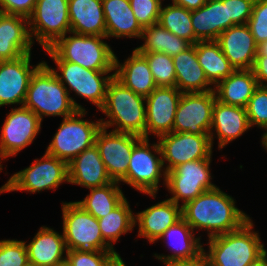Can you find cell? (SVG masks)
Here are the masks:
<instances>
[{
    "label": "cell",
    "instance_id": "cell-1",
    "mask_svg": "<svg viewBox=\"0 0 267 266\" xmlns=\"http://www.w3.org/2000/svg\"><path fill=\"white\" fill-rule=\"evenodd\" d=\"M182 218L193 230H207L209 238L237 230L250 219L235 206L234 199L218 187L182 206Z\"/></svg>",
    "mask_w": 267,
    "mask_h": 266
},
{
    "label": "cell",
    "instance_id": "cell-2",
    "mask_svg": "<svg viewBox=\"0 0 267 266\" xmlns=\"http://www.w3.org/2000/svg\"><path fill=\"white\" fill-rule=\"evenodd\" d=\"M69 95L68 88L60 82L55 71L43 62L31 77L23 106L33 111L41 122L43 116L66 118L85 110Z\"/></svg>",
    "mask_w": 267,
    "mask_h": 266
},
{
    "label": "cell",
    "instance_id": "cell-3",
    "mask_svg": "<svg viewBox=\"0 0 267 266\" xmlns=\"http://www.w3.org/2000/svg\"><path fill=\"white\" fill-rule=\"evenodd\" d=\"M144 101V102H143ZM145 97L125 87L115 77L108 83L105 102L100 110L110 120H101L106 129L117 125L113 131L132 133L145 138L146 107Z\"/></svg>",
    "mask_w": 267,
    "mask_h": 266
},
{
    "label": "cell",
    "instance_id": "cell-4",
    "mask_svg": "<svg viewBox=\"0 0 267 266\" xmlns=\"http://www.w3.org/2000/svg\"><path fill=\"white\" fill-rule=\"evenodd\" d=\"M72 34L45 49L54 61H68L94 71H114L116 55L101 40L106 36Z\"/></svg>",
    "mask_w": 267,
    "mask_h": 266
},
{
    "label": "cell",
    "instance_id": "cell-5",
    "mask_svg": "<svg viewBox=\"0 0 267 266\" xmlns=\"http://www.w3.org/2000/svg\"><path fill=\"white\" fill-rule=\"evenodd\" d=\"M252 228L249 219L237 230L209 238L206 255L211 266H247L262 255L266 250Z\"/></svg>",
    "mask_w": 267,
    "mask_h": 266
},
{
    "label": "cell",
    "instance_id": "cell-6",
    "mask_svg": "<svg viewBox=\"0 0 267 266\" xmlns=\"http://www.w3.org/2000/svg\"><path fill=\"white\" fill-rule=\"evenodd\" d=\"M85 114L86 111L81 110L70 117L63 118L52 142L47 147L48 154L68 164L81 152L95 144L97 132L102 127L101 120L89 122L78 119Z\"/></svg>",
    "mask_w": 267,
    "mask_h": 266
},
{
    "label": "cell",
    "instance_id": "cell-7",
    "mask_svg": "<svg viewBox=\"0 0 267 266\" xmlns=\"http://www.w3.org/2000/svg\"><path fill=\"white\" fill-rule=\"evenodd\" d=\"M68 183V164L45 152L40 160L15 173L0 188V194L10 191H29L32 193L58 188L62 182Z\"/></svg>",
    "mask_w": 267,
    "mask_h": 266
},
{
    "label": "cell",
    "instance_id": "cell-8",
    "mask_svg": "<svg viewBox=\"0 0 267 266\" xmlns=\"http://www.w3.org/2000/svg\"><path fill=\"white\" fill-rule=\"evenodd\" d=\"M63 235L67 250H114L102 237L98 219L76 202L62 204Z\"/></svg>",
    "mask_w": 267,
    "mask_h": 266
},
{
    "label": "cell",
    "instance_id": "cell-9",
    "mask_svg": "<svg viewBox=\"0 0 267 266\" xmlns=\"http://www.w3.org/2000/svg\"><path fill=\"white\" fill-rule=\"evenodd\" d=\"M159 143L153 144L154 152L162 156L168 165L163 171L166 185V172L186 162L206 159L212 155L210 134H188L171 132L159 137Z\"/></svg>",
    "mask_w": 267,
    "mask_h": 266
},
{
    "label": "cell",
    "instance_id": "cell-10",
    "mask_svg": "<svg viewBox=\"0 0 267 266\" xmlns=\"http://www.w3.org/2000/svg\"><path fill=\"white\" fill-rule=\"evenodd\" d=\"M28 26L31 39L35 36L44 49L51 47L70 33L68 0H37Z\"/></svg>",
    "mask_w": 267,
    "mask_h": 266
},
{
    "label": "cell",
    "instance_id": "cell-11",
    "mask_svg": "<svg viewBox=\"0 0 267 266\" xmlns=\"http://www.w3.org/2000/svg\"><path fill=\"white\" fill-rule=\"evenodd\" d=\"M210 162L211 156L186 162L166 172V186L173 195L169 199L177 205H179V200H182V207L201 193L216 188L217 186L210 181Z\"/></svg>",
    "mask_w": 267,
    "mask_h": 266
},
{
    "label": "cell",
    "instance_id": "cell-12",
    "mask_svg": "<svg viewBox=\"0 0 267 266\" xmlns=\"http://www.w3.org/2000/svg\"><path fill=\"white\" fill-rule=\"evenodd\" d=\"M216 100L215 91L204 93H182L175 113L173 132L188 134H210L212 112Z\"/></svg>",
    "mask_w": 267,
    "mask_h": 266
},
{
    "label": "cell",
    "instance_id": "cell-13",
    "mask_svg": "<svg viewBox=\"0 0 267 266\" xmlns=\"http://www.w3.org/2000/svg\"><path fill=\"white\" fill-rule=\"evenodd\" d=\"M141 139V136L132 133L113 130L107 133L105 127L99 129L95 145L112 181L119 183L126 177L133 147Z\"/></svg>",
    "mask_w": 267,
    "mask_h": 266
},
{
    "label": "cell",
    "instance_id": "cell-14",
    "mask_svg": "<svg viewBox=\"0 0 267 266\" xmlns=\"http://www.w3.org/2000/svg\"><path fill=\"white\" fill-rule=\"evenodd\" d=\"M55 63L61 75L54 68L53 70L63 85L67 83L71 90L88 99L99 109L103 106L107 86L114 77V73L103 77L111 71H94L68 61H55Z\"/></svg>",
    "mask_w": 267,
    "mask_h": 266
},
{
    "label": "cell",
    "instance_id": "cell-15",
    "mask_svg": "<svg viewBox=\"0 0 267 266\" xmlns=\"http://www.w3.org/2000/svg\"><path fill=\"white\" fill-rule=\"evenodd\" d=\"M41 120L25 106L13 108L7 115L0 137V160L16 155L30 145L39 133Z\"/></svg>",
    "mask_w": 267,
    "mask_h": 266
},
{
    "label": "cell",
    "instance_id": "cell-16",
    "mask_svg": "<svg viewBox=\"0 0 267 266\" xmlns=\"http://www.w3.org/2000/svg\"><path fill=\"white\" fill-rule=\"evenodd\" d=\"M149 139L142 138L132 150L126 177L121 181L155 198L163 171V160L152 154Z\"/></svg>",
    "mask_w": 267,
    "mask_h": 266
},
{
    "label": "cell",
    "instance_id": "cell-17",
    "mask_svg": "<svg viewBox=\"0 0 267 266\" xmlns=\"http://www.w3.org/2000/svg\"><path fill=\"white\" fill-rule=\"evenodd\" d=\"M182 92L177 87H156L146 100L145 138L153 133L160 137L173 132V124Z\"/></svg>",
    "mask_w": 267,
    "mask_h": 266
},
{
    "label": "cell",
    "instance_id": "cell-18",
    "mask_svg": "<svg viewBox=\"0 0 267 266\" xmlns=\"http://www.w3.org/2000/svg\"><path fill=\"white\" fill-rule=\"evenodd\" d=\"M31 53L0 61V106L24 103L31 77L43 63L30 69Z\"/></svg>",
    "mask_w": 267,
    "mask_h": 266
},
{
    "label": "cell",
    "instance_id": "cell-19",
    "mask_svg": "<svg viewBox=\"0 0 267 266\" xmlns=\"http://www.w3.org/2000/svg\"><path fill=\"white\" fill-rule=\"evenodd\" d=\"M235 69H252L257 55L256 43L247 24L233 25L216 40Z\"/></svg>",
    "mask_w": 267,
    "mask_h": 266
},
{
    "label": "cell",
    "instance_id": "cell-20",
    "mask_svg": "<svg viewBox=\"0 0 267 266\" xmlns=\"http://www.w3.org/2000/svg\"><path fill=\"white\" fill-rule=\"evenodd\" d=\"M28 18L2 13L0 16V61L14 60L31 53ZM26 25V26H25Z\"/></svg>",
    "mask_w": 267,
    "mask_h": 266
},
{
    "label": "cell",
    "instance_id": "cell-21",
    "mask_svg": "<svg viewBox=\"0 0 267 266\" xmlns=\"http://www.w3.org/2000/svg\"><path fill=\"white\" fill-rule=\"evenodd\" d=\"M113 182L107 173L98 148L94 144L68 163V183L88 189Z\"/></svg>",
    "mask_w": 267,
    "mask_h": 266
},
{
    "label": "cell",
    "instance_id": "cell-22",
    "mask_svg": "<svg viewBox=\"0 0 267 266\" xmlns=\"http://www.w3.org/2000/svg\"><path fill=\"white\" fill-rule=\"evenodd\" d=\"M182 218V207L170 199L159 202L136 214L139 237H146L150 243H155L159 237Z\"/></svg>",
    "mask_w": 267,
    "mask_h": 266
},
{
    "label": "cell",
    "instance_id": "cell-23",
    "mask_svg": "<svg viewBox=\"0 0 267 266\" xmlns=\"http://www.w3.org/2000/svg\"><path fill=\"white\" fill-rule=\"evenodd\" d=\"M191 24L198 41H216L231 27L227 4L221 0H208L202 7L191 11Z\"/></svg>",
    "mask_w": 267,
    "mask_h": 266
},
{
    "label": "cell",
    "instance_id": "cell-24",
    "mask_svg": "<svg viewBox=\"0 0 267 266\" xmlns=\"http://www.w3.org/2000/svg\"><path fill=\"white\" fill-rule=\"evenodd\" d=\"M215 129L219 149L241 136L250 129L246 109L241 106L227 105L215 100L212 112L211 131Z\"/></svg>",
    "mask_w": 267,
    "mask_h": 266
},
{
    "label": "cell",
    "instance_id": "cell-25",
    "mask_svg": "<svg viewBox=\"0 0 267 266\" xmlns=\"http://www.w3.org/2000/svg\"><path fill=\"white\" fill-rule=\"evenodd\" d=\"M70 33L106 36L102 0H68Z\"/></svg>",
    "mask_w": 267,
    "mask_h": 266
},
{
    "label": "cell",
    "instance_id": "cell-26",
    "mask_svg": "<svg viewBox=\"0 0 267 266\" xmlns=\"http://www.w3.org/2000/svg\"><path fill=\"white\" fill-rule=\"evenodd\" d=\"M114 70V77L136 94L147 97L157 87L146 58L137 49L124 64L115 56Z\"/></svg>",
    "mask_w": 267,
    "mask_h": 266
},
{
    "label": "cell",
    "instance_id": "cell-27",
    "mask_svg": "<svg viewBox=\"0 0 267 266\" xmlns=\"http://www.w3.org/2000/svg\"><path fill=\"white\" fill-rule=\"evenodd\" d=\"M26 247L29 265L57 266L66 261L63 257L64 250L67 251L64 235L51 228L41 227Z\"/></svg>",
    "mask_w": 267,
    "mask_h": 266
},
{
    "label": "cell",
    "instance_id": "cell-28",
    "mask_svg": "<svg viewBox=\"0 0 267 266\" xmlns=\"http://www.w3.org/2000/svg\"><path fill=\"white\" fill-rule=\"evenodd\" d=\"M176 73V87L182 93H204L214 90L198 62L196 48L188 49L172 57Z\"/></svg>",
    "mask_w": 267,
    "mask_h": 266
},
{
    "label": "cell",
    "instance_id": "cell-29",
    "mask_svg": "<svg viewBox=\"0 0 267 266\" xmlns=\"http://www.w3.org/2000/svg\"><path fill=\"white\" fill-rule=\"evenodd\" d=\"M193 232L192 227L181 218L159 237V239H169L168 246L172 248L174 253L168 256L155 254V257L162 260L165 265L178 260L196 258L203 252L204 248L200 244V238H194Z\"/></svg>",
    "mask_w": 267,
    "mask_h": 266
},
{
    "label": "cell",
    "instance_id": "cell-30",
    "mask_svg": "<svg viewBox=\"0 0 267 266\" xmlns=\"http://www.w3.org/2000/svg\"><path fill=\"white\" fill-rule=\"evenodd\" d=\"M106 37H142L143 28L138 23L129 0H102Z\"/></svg>",
    "mask_w": 267,
    "mask_h": 266
},
{
    "label": "cell",
    "instance_id": "cell-31",
    "mask_svg": "<svg viewBox=\"0 0 267 266\" xmlns=\"http://www.w3.org/2000/svg\"><path fill=\"white\" fill-rule=\"evenodd\" d=\"M257 87L252 69H236L220 81L214 91L216 99L221 103L245 108Z\"/></svg>",
    "mask_w": 267,
    "mask_h": 266
},
{
    "label": "cell",
    "instance_id": "cell-32",
    "mask_svg": "<svg viewBox=\"0 0 267 266\" xmlns=\"http://www.w3.org/2000/svg\"><path fill=\"white\" fill-rule=\"evenodd\" d=\"M194 46L198 62L211 84L216 86L236 70L224 56L217 41H198Z\"/></svg>",
    "mask_w": 267,
    "mask_h": 266
},
{
    "label": "cell",
    "instance_id": "cell-33",
    "mask_svg": "<svg viewBox=\"0 0 267 266\" xmlns=\"http://www.w3.org/2000/svg\"><path fill=\"white\" fill-rule=\"evenodd\" d=\"M142 39L145 42L136 49L139 52H163L171 57L188 49L192 44L166 30L160 23L144 27Z\"/></svg>",
    "mask_w": 267,
    "mask_h": 266
},
{
    "label": "cell",
    "instance_id": "cell-34",
    "mask_svg": "<svg viewBox=\"0 0 267 266\" xmlns=\"http://www.w3.org/2000/svg\"><path fill=\"white\" fill-rule=\"evenodd\" d=\"M99 228L103 240L112 248V242L128 231H132L136 225L135 216L126 198H124L110 213L98 219Z\"/></svg>",
    "mask_w": 267,
    "mask_h": 266
},
{
    "label": "cell",
    "instance_id": "cell-35",
    "mask_svg": "<svg viewBox=\"0 0 267 266\" xmlns=\"http://www.w3.org/2000/svg\"><path fill=\"white\" fill-rule=\"evenodd\" d=\"M118 182H111L102 187L90 188V194L76 203L96 219L110 213L124 198Z\"/></svg>",
    "mask_w": 267,
    "mask_h": 266
},
{
    "label": "cell",
    "instance_id": "cell-36",
    "mask_svg": "<svg viewBox=\"0 0 267 266\" xmlns=\"http://www.w3.org/2000/svg\"><path fill=\"white\" fill-rule=\"evenodd\" d=\"M158 23L166 30L191 44L198 42L191 24V11L184 7L175 4L163 8L161 6Z\"/></svg>",
    "mask_w": 267,
    "mask_h": 266
},
{
    "label": "cell",
    "instance_id": "cell-37",
    "mask_svg": "<svg viewBox=\"0 0 267 266\" xmlns=\"http://www.w3.org/2000/svg\"><path fill=\"white\" fill-rule=\"evenodd\" d=\"M147 60L157 87H176V73L171 56L163 52H140Z\"/></svg>",
    "mask_w": 267,
    "mask_h": 266
},
{
    "label": "cell",
    "instance_id": "cell-38",
    "mask_svg": "<svg viewBox=\"0 0 267 266\" xmlns=\"http://www.w3.org/2000/svg\"><path fill=\"white\" fill-rule=\"evenodd\" d=\"M116 254L115 250H67L65 257L70 266H106Z\"/></svg>",
    "mask_w": 267,
    "mask_h": 266
},
{
    "label": "cell",
    "instance_id": "cell-39",
    "mask_svg": "<svg viewBox=\"0 0 267 266\" xmlns=\"http://www.w3.org/2000/svg\"><path fill=\"white\" fill-rule=\"evenodd\" d=\"M245 109L250 127L258 125L267 130V87L258 86Z\"/></svg>",
    "mask_w": 267,
    "mask_h": 266
},
{
    "label": "cell",
    "instance_id": "cell-40",
    "mask_svg": "<svg viewBox=\"0 0 267 266\" xmlns=\"http://www.w3.org/2000/svg\"><path fill=\"white\" fill-rule=\"evenodd\" d=\"M26 242L18 240L0 241V266H28Z\"/></svg>",
    "mask_w": 267,
    "mask_h": 266
},
{
    "label": "cell",
    "instance_id": "cell-41",
    "mask_svg": "<svg viewBox=\"0 0 267 266\" xmlns=\"http://www.w3.org/2000/svg\"><path fill=\"white\" fill-rule=\"evenodd\" d=\"M134 16L142 28L159 21L161 0H129Z\"/></svg>",
    "mask_w": 267,
    "mask_h": 266
},
{
    "label": "cell",
    "instance_id": "cell-42",
    "mask_svg": "<svg viewBox=\"0 0 267 266\" xmlns=\"http://www.w3.org/2000/svg\"><path fill=\"white\" fill-rule=\"evenodd\" d=\"M247 25L258 45L267 41V0H255Z\"/></svg>",
    "mask_w": 267,
    "mask_h": 266
},
{
    "label": "cell",
    "instance_id": "cell-43",
    "mask_svg": "<svg viewBox=\"0 0 267 266\" xmlns=\"http://www.w3.org/2000/svg\"><path fill=\"white\" fill-rule=\"evenodd\" d=\"M227 4L228 19L231 26L247 24L251 17L255 0H221Z\"/></svg>",
    "mask_w": 267,
    "mask_h": 266
},
{
    "label": "cell",
    "instance_id": "cell-44",
    "mask_svg": "<svg viewBox=\"0 0 267 266\" xmlns=\"http://www.w3.org/2000/svg\"><path fill=\"white\" fill-rule=\"evenodd\" d=\"M37 0H0L3 13L29 18L34 11Z\"/></svg>",
    "mask_w": 267,
    "mask_h": 266
},
{
    "label": "cell",
    "instance_id": "cell-45",
    "mask_svg": "<svg viewBox=\"0 0 267 266\" xmlns=\"http://www.w3.org/2000/svg\"><path fill=\"white\" fill-rule=\"evenodd\" d=\"M252 71L258 86L267 87V84H263V81L267 82V55H256Z\"/></svg>",
    "mask_w": 267,
    "mask_h": 266
},
{
    "label": "cell",
    "instance_id": "cell-46",
    "mask_svg": "<svg viewBox=\"0 0 267 266\" xmlns=\"http://www.w3.org/2000/svg\"><path fill=\"white\" fill-rule=\"evenodd\" d=\"M166 266H211L210 261L206 255L205 250L196 258L190 260H178L169 263Z\"/></svg>",
    "mask_w": 267,
    "mask_h": 266
},
{
    "label": "cell",
    "instance_id": "cell-47",
    "mask_svg": "<svg viewBox=\"0 0 267 266\" xmlns=\"http://www.w3.org/2000/svg\"><path fill=\"white\" fill-rule=\"evenodd\" d=\"M208 0H173V4L186 8L187 10H196L202 7Z\"/></svg>",
    "mask_w": 267,
    "mask_h": 266
},
{
    "label": "cell",
    "instance_id": "cell-48",
    "mask_svg": "<svg viewBox=\"0 0 267 266\" xmlns=\"http://www.w3.org/2000/svg\"><path fill=\"white\" fill-rule=\"evenodd\" d=\"M247 266H267V251H265L255 261L249 263Z\"/></svg>",
    "mask_w": 267,
    "mask_h": 266
},
{
    "label": "cell",
    "instance_id": "cell-49",
    "mask_svg": "<svg viewBox=\"0 0 267 266\" xmlns=\"http://www.w3.org/2000/svg\"><path fill=\"white\" fill-rule=\"evenodd\" d=\"M107 266H126L119 254H116Z\"/></svg>",
    "mask_w": 267,
    "mask_h": 266
},
{
    "label": "cell",
    "instance_id": "cell-50",
    "mask_svg": "<svg viewBox=\"0 0 267 266\" xmlns=\"http://www.w3.org/2000/svg\"><path fill=\"white\" fill-rule=\"evenodd\" d=\"M257 55H267V41L258 45Z\"/></svg>",
    "mask_w": 267,
    "mask_h": 266
},
{
    "label": "cell",
    "instance_id": "cell-51",
    "mask_svg": "<svg viewBox=\"0 0 267 266\" xmlns=\"http://www.w3.org/2000/svg\"><path fill=\"white\" fill-rule=\"evenodd\" d=\"M263 138H262V145L265 147V149H267V131H266V133H264L263 134V136H262Z\"/></svg>",
    "mask_w": 267,
    "mask_h": 266
},
{
    "label": "cell",
    "instance_id": "cell-52",
    "mask_svg": "<svg viewBox=\"0 0 267 266\" xmlns=\"http://www.w3.org/2000/svg\"><path fill=\"white\" fill-rule=\"evenodd\" d=\"M57 266H70V265L65 261V262H63V263H61V264H59Z\"/></svg>",
    "mask_w": 267,
    "mask_h": 266
}]
</instances>
